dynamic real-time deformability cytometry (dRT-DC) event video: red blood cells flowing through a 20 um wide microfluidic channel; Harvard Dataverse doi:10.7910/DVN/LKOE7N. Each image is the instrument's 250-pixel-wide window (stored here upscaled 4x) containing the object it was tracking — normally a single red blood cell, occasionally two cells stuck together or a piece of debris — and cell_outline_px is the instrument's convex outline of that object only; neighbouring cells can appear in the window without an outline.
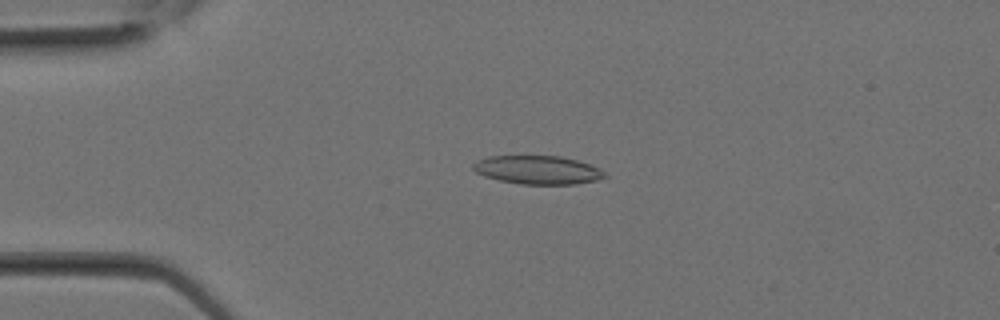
{"species": "Egyptian fruit bat (a non-hibernating species)", "species_latin": "Rousettus aegyptiacus", "temperature_condition": "room temperature", "stored_images_in_passage": 14, "camera_frame_rate_fps": 3000, "um_per_image_px": 0.085, "animal": {"sex": "female"}, "frame": {"image": 1, "passage_image": 7, "time_ms": 2.0, "image_size_px": [1000, 320], "cell_outline_px": [[608, 176], [596, 180], [576, 184], [520, 184], [500, 180], [484, 176], [476, 172], [472, 168], [472, 164], [476, 160], [488, 156], [560, 156], [576, 160], [600, 168]], "centroid_in_image_um": [45.68, 14.44], "position_along_channel_um": 39.3, "area_um2": 21.85}}
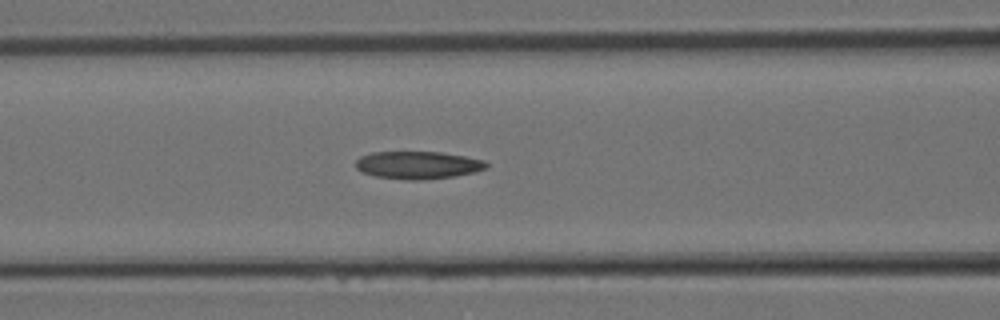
{"frame": {"image": 2, "passage_image": 12, "time_ms": 3.667, "image_size_px": [1000, 320], "cell_outline_px": [[488, 168], [472, 172], [452, 176], [416, 180], [408, 180], [376, 176], [364, 172], [356, 168], [356, 160], [360, 156], [372, 152], [440, 152], [464, 156], [484, 160], [488, 164]], "centroid_in_image_um": [35.51, 14.02], "position_along_channel_um": 131.1, "area_um2": 20.75}}
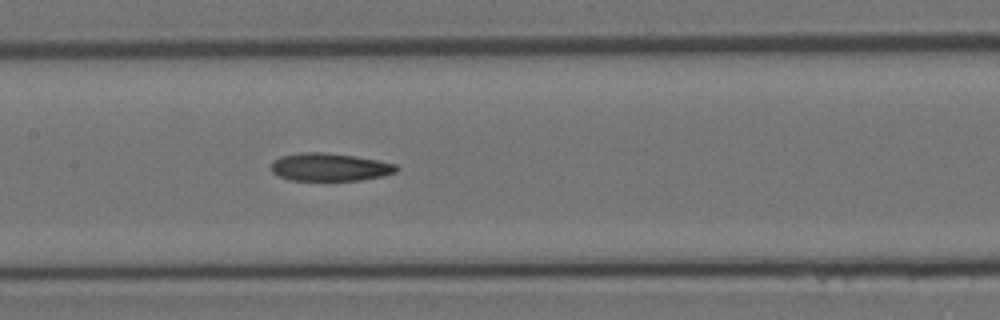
{"frame": {"image": 3, "passage_image": 14, "time_ms": 4.333, "image_size_px": [1000, 320], "cell_outline_px": [[400, 168], [396, 172], [384, 176], [360, 180], [288, 180], [272, 172], [272, 164], [280, 156], [304, 152], [324, 152], [352, 156], [376, 160], [396, 164]], "centroid_in_image_um": [28.05, 14.21], "position_along_channel_um": 179.3, "area_um2": 20.17}}